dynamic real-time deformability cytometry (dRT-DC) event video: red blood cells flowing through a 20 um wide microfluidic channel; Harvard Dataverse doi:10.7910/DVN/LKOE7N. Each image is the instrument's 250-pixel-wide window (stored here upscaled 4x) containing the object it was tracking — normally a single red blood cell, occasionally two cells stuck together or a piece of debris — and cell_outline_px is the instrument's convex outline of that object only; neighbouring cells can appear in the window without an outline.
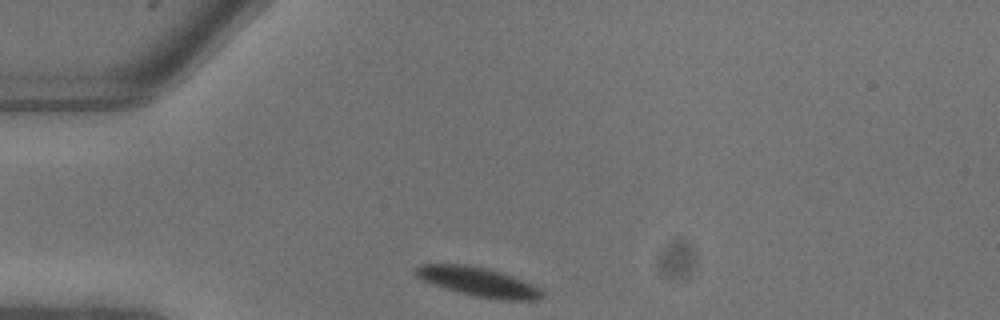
{"species": "common noctule bat (a hibernating species)", "species_latin": "Nyctalus noctula", "temperature_condition": "warm", "stored_images_in_passage": 5, "camera_frame_rate_fps": 3000, "um_per_image_px": 0.085, "animal": {"sex": "male", "body_mass_g": 13.3}, "frame": {"image": 1, "passage_image": 1, "time_ms": 0.0, "image_size_px": [1000, 320], "cell_outline_px": [[544, 296], [536, 300], [504, 300], [476, 296], [444, 288], [432, 284], [416, 276], [412, 272], [420, 264], [468, 264], [488, 268], [524, 280], [540, 288], [544, 292]], "centroid_in_image_um": [40.66, 23.94], "position_along_channel_um": 44.3, "area_um2": 21.5}}
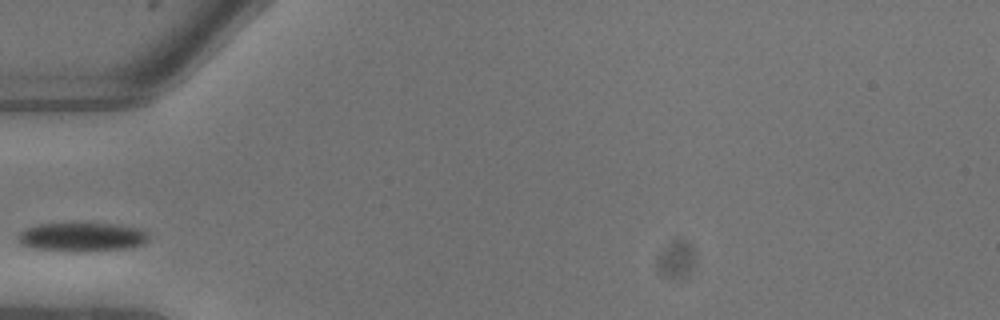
{"frame": {"image": 2, "passage_image": 3, "time_ms": 0.667, "image_size_px": [1000, 320], "cell_outline_px": [[148, 240], [144, 244], [128, 248], [36, 248], [20, 244], [16, 240], [16, 236], [24, 228], [36, 224], [116, 224], [136, 228], [148, 232]], "centroid_in_image_um": [6.94, 20.08], "position_along_channel_um": 78.1, "area_um2": 20.63}}